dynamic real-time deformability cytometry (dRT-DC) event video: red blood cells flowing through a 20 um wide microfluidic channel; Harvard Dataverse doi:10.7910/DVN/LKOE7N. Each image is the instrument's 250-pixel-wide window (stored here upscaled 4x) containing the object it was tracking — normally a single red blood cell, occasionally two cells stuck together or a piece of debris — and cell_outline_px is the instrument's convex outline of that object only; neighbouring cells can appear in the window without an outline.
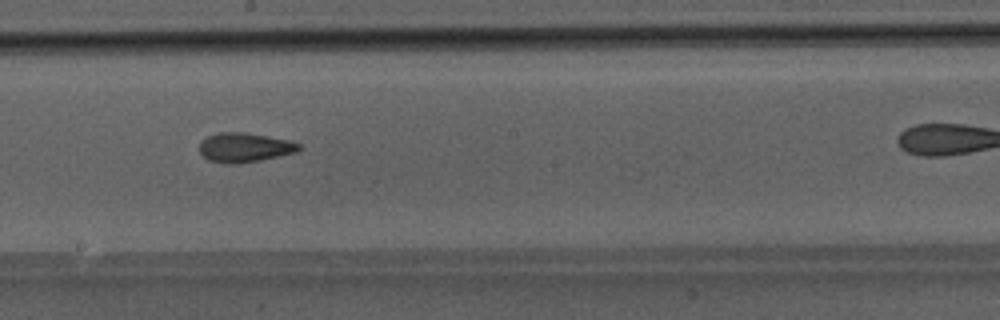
{"species": "Egyptian fruit bat (a non-hibernating species)", "species_latin": "Rousettus aegyptiacus", "temperature_condition": "room temperature", "stored_images_in_passage": 29, "camera_frame_rate_fps": 3000, "um_per_image_px": 0.085, "animal": {"sex": "male"}, "frame": {"image": 1, "passage_image": 17, "time_ms": 5.333, "image_size_px": [1000, 320], "cell_outline_px": [[300, 148], [296, 152], [260, 160], [232, 164], [224, 164], [208, 160], [200, 152], [200, 144], [208, 136], [216, 132], [244, 132], [268, 136], [288, 140], [300, 144]], "centroid_in_image_um": [20.77, 12.53], "position_along_channel_um": 227.4, "area_um2": 16.88}}